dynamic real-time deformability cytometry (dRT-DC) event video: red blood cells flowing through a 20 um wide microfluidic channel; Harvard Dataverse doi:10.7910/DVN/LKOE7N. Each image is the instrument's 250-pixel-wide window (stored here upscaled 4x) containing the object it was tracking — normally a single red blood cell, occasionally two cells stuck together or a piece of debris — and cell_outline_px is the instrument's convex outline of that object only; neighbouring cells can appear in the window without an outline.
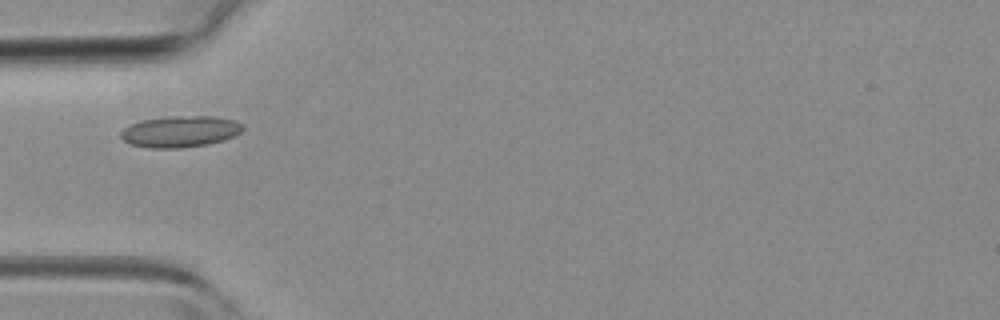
{"species": "common noctule bat (a hibernating species)", "species_latin": "Nyctalus noctula", "temperature_condition": "room temperature", "stored_images_in_passage": 39, "camera_frame_rate_fps": 3000, "um_per_image_px": 0.085, "animal": {"sex": "female", "body_mass_g": 19.3, "forearm_length_mm": 54.1}, "frame": {"image": 1, "passage_image": 8, "time_ms": 2.333, "image_size_px": [1000, 320], "cell_outline_px": [[244, 128], [240, 132], [224, 140], [208, 144], [180, 148], [148, 148], [132, 144], [124, 140], [120, 136], [120, 132], [124, 128], [132, 124], [144, 120], [172, 116], [212, 116], [236, 120]], "centroid_in_image_um": [15.32, 11.18], "position_along_channel_um": 69.7, "area_um2": 22.08}}
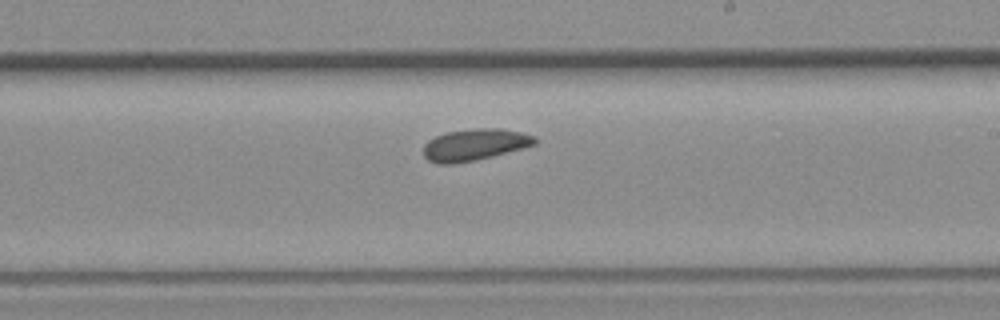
{"frame": {"image": 2, "passage_image": 20, "time_ms": 6.333, "image_size_px": [1000, 320], "cell_outline_px": [[536, 144], [492, 156], [476, 160], [452, 164], [436, 164], [428, 160], [424, 156], [424, 144], [428, 140], [436, 136], [448, 132], [476, 128], [500, 128], [520, 132], [536, 136]], "centroid_in_image_um": [40.33, 12.3], "position_along_channel_um": 248.7, "area_um2": 20.46}}
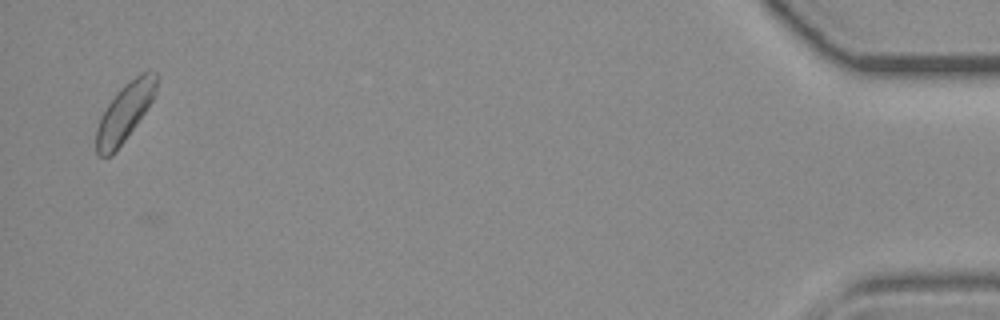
{"frame": {"image": 3, "passage_image": 38, "time_ms": 12.333, "image_size_px": [1000, 320], "cell_outline_px": [[160, 80], [156, 92], [152, 100], [136, 124], [112, 156], [100, 156], [96, 152], [96, 128], [100, 116], [108, 104], [120, 88], [124, 84], [140, 72], [156, 72]], "centroid_in_image_um": [10.61, 9.51], "position_along_channel_um": 424.6, "area_um2": 20.23}}